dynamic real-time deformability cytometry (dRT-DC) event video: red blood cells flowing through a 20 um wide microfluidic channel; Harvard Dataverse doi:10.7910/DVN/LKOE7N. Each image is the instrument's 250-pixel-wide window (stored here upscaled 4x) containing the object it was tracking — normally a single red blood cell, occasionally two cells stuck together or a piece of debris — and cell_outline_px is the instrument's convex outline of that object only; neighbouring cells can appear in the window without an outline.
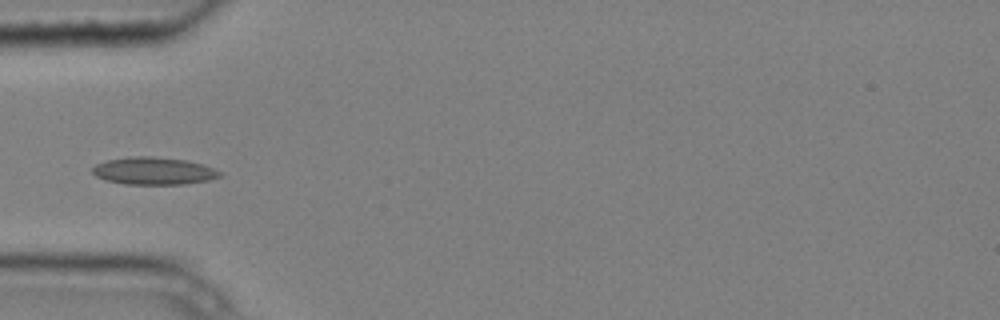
{"species": "common noctule bat (a hibernating species)", "species_latin": "Nyctalus noctula", "temperature_condition": "cold", "stored_images_in_passage": 5, "camera_frame_rate_fps": 3000, "um_per_image_px": 0.085, "animal": {"sex": "male", "body_mass_g": 20.4}, "frame": {"image": 1, "passage_image": 5, "time_ms": 1.333, "image_size_px": [1000, 320], "cell_outline_px": [[224, 176], [208, 180], [184, 184], [124, 184], [104, 180], [96, 176], [92, 172], [92, 168], [96, 164], [108, 160], [128, 156], [152, 156], [184, 160], [200, 164], [224, 172]], "centroid_in_image_um": [13.06, 14.53], "position_along_channel_um": 71.9, "area_um2": 20.4}}